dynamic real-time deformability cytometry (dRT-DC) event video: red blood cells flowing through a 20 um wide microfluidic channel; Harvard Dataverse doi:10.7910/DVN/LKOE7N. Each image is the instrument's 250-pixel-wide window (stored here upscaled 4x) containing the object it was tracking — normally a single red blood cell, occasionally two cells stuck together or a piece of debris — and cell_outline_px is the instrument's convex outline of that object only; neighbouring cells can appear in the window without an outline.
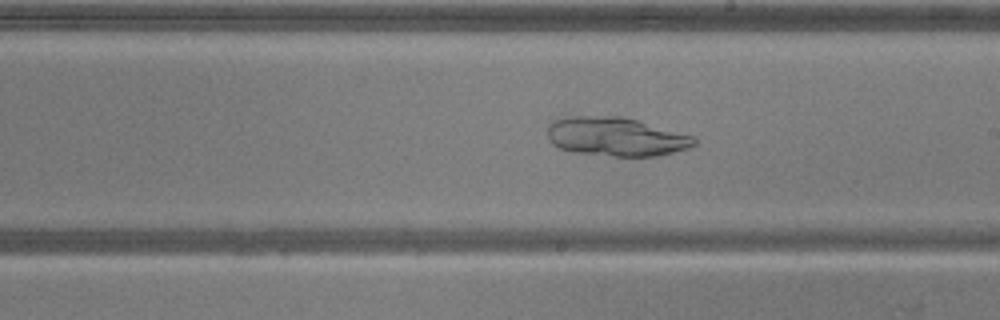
{"species": "common noctule bat (a hibernating species)", "species_latin": "Nyctalus noctula", "temperature_condition": "warm", "stored_images_in_passage": 53, "camera_frame_rate_fps": 3000, "um_per_image_px": 0.085, "animal": {"sex": "male", "body_mass_g": 20.5, "forearm_length_mm": 52.5}, "frame": {"image": 1, "passage_image": 30, "time_ms": 9.667, "image_size_px": [1000, 320], "cell_outline_px": [[696, 144], [688, 148], [656, 156], [612, 156], [572, 152], [560, 148], [552, 144], [548, 140], [548, 124], [552, 120], [568, 116], [624, 116], [692, 136], [696, 140]], "centroid_in_image_um": [52.3, 11.61], "position_along_channel_um": 236.7, "area_um2": 33.23}}